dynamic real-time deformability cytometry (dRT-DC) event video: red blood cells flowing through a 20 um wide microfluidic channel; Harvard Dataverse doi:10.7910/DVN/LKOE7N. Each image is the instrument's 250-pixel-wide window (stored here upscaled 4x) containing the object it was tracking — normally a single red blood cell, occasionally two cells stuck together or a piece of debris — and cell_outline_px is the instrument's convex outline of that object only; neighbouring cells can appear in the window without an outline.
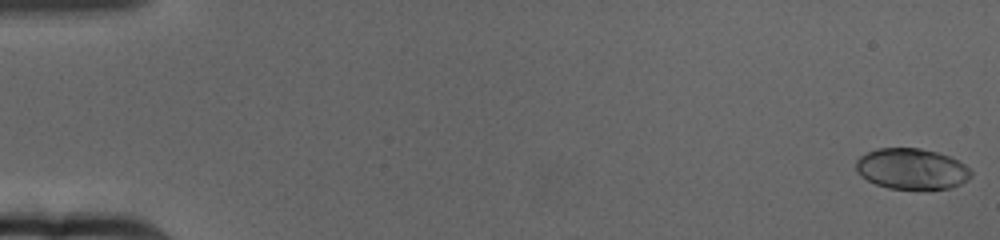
{"species": "human", "species_latin": "Homo sapiens", "temperature_condition": "cold", "stored_images_in_passage": 66, "camera_frame_rate_fps": 3000, "um_per_image_px": 0.085, "donor": {"sex": "female"}, "frame": {"image": 1, "passage_image": 1, "time_ms": 0.0, "image_size_px": [1000, 240], "cell_outline_px": [[972, 176], [968, 180], [960, 184], [948, 188], [888, 188], [876, 184], [860, 176], [856, 172], [856, 160], [860, 156], [876, 148], [920, 148], [936, 152], [948, 156], [964, 164], [972, 172]], "centroid_in_image_um": [77.47, 14.34], "position_along_channel_um": 7.5, "area_um2": 27.17}}
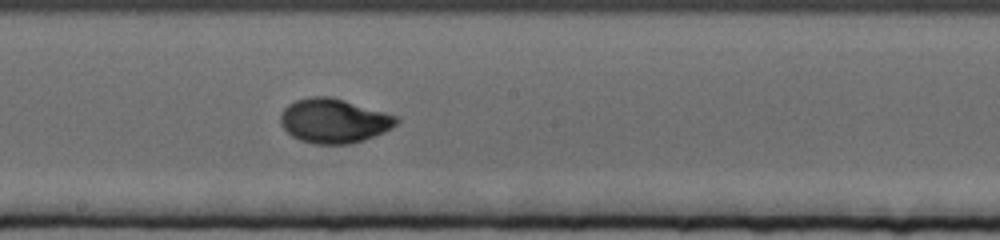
{"frame": {"image": 2, "passage_image": 37, "time_ms": 12.0, "image_size_px": [1000, 240], "cell_outline_px": [[400, 120], [392, 128], [384, 132], [364, 140], [352, 144], [316, 144], [300, 140], [292, 136], [280, 124], [280, 116], [284, 108], [288, 104], [296, 100], [312, 96], [332, 96], [384, 112], [396, 116]], "centroid_in_image_um": [28.37, 10.27], "position_along_channel_um": 219.8, "area_um2": 30.0}}
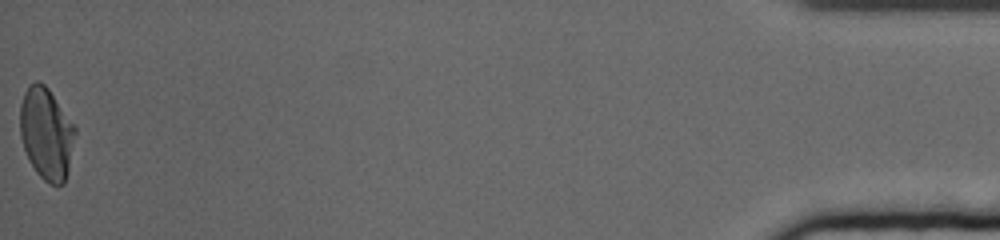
{"frame": {"image": 3, "passage_image": 66, "time_ms": 21.667, "image_size_px": [1000, 240], "cell_outline_px": [[76, 132], [68, 168], [64, 184], [48, 184], [36, 172], [28, 160], [20, 136], [20, 104], [24, 92], [28, 84], [36, 80], [44, 84], [48, 88], [76, 128]], "centroid_in_image_um": [3.92, 11.34], "position_along_channel_um": 431.3, "area_um2": 29.42}, "authors_computed_cell_mechanics": {"area_um2": 28.3798, "velocity_mm_per_s": 3.1268, "shape_relaxation_time_tau1_ms": 5.3084, "shape_relaxation_time_tau2_ms": 0.9144, "deformation_change_tau1": 0.2019, "deformation_change_tau2": 0.0407}}